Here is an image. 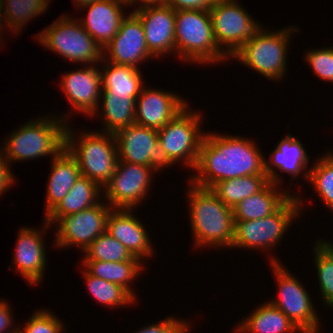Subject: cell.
<instances>
[{
  "instance_id": "obj_1",
  "label": "cell",
  "mask_w": 333,
  "mask_h": 333,
  "mask_svg": "<svg viewBox=\"0 0 333 333\" xmlns=\"http://www.w3.org/2000/svg\"><path fill=\"white\" fill-rule=\"evenodd\" d=\"M253 139L206 132L200 145L193 185L210 189L215 183L248 175H266L265 156Z\"/></svg>"
},
{
  "instance_id": "obj_2",
  "label": "cell",
  "mask_w": 333,
  "mask_h": 333,
  "mask_svg": "<svg viewBox=\"0 0 333 333\" xmlns=\"http://www.w3.org/2000/svg\"><path fill=\"white\" fill-rule=\"evenodd\" d=\"M189 183L186 195L194 248H231L234 239L233 209L210 189Z\"/></svg>"
},
{
  "instance_id": "obj_3",
  "label": "cell",
  "mask_w": 333,
  "mask_h": 333,
  "mask_svg": "<svg viewBox=\"0 0 333 333\" xmlns=\"http://www.w3.org/2000/svg\"><path fill=\"white\" fill-rule=\"evenodd\" d=\"M64 115L34 118L9 134L1 146L9 165L44 156L55 158L65 148L68 115Z\"/></svg>"
},
{
  "instance_id": "obj_4",
  "label": "cell",
  "mask_w": 333,
  "mask_h": 333,
  "mask_svg": "<svg viewBox=\"0 0 333 333\" xmlns=\"http://www.w3.org/2000/svg\"><path fill=\"white\" fill-rule=\"evenodd\" d=\"M82 132L78 133L67 124L65 148L78 162L81 176L103 188L112 178L118 162L115 134L100 130Z\"/></svg>"
},
{
  "instance_id": "obj_5",
  "label": "cell",
  "mask_w": 333,
  "mask_h": 333,
  "mask_svg": "<svg viewBox=\"0 0 333 333\" xmlns=\"http://www.w3.org/2000/svg\"><path fill=\"white\" fill-rule=\"evenodd\" d=\"M175 54L192 64L230 60L218 47L209 10H178L175 15Z\"/></svg>"
},
{
  "instance_id": "obj_6",
  "label": "cell",
  "mask_w": 333,
  "mask_h": 333,
  "mask_svg": "<svg viewBox=\"0 0 333 333\" xmlns=\"http://www.w3.org/2000/svg\"><path fill=\"white\" fill-rule=\"evenodd\" d=\"M299 30L298 27L289 25L279 31H269L261 25L230 60L233 58L241 62L270 81H281L287 73L291 37Z\"/></svg>"
},
{
  "instance_id": "obj_7",
  "label": "cell",
  "mask_w": 333,
  "mask_h": 333,
  "mask_svg": "<svg viewBox=\"0 0 333 333\" xmlns=\"http://www.w3.org/2000/svg\"><path fill=\"white\" fill-rule=\"evenodd\" d=\"M303 203L302 197L292 193L273 214L257 220L234 221V239L231 248L266 250L270 253L277 244H280L285 232L296 218L303 213Z\"/></svg>"
},
{
  "instance_id": "obj_8",
  "label": "cell",
  "mask_w": 333,
  "mask_h": 333,
  "mask_svg": "<svg viewBox=\"0 0 333 333\" xmlns=\"http://www.w3.org/2000/svg\"><path fill=\"white\" fill-rule=\"evenodd\" d=\"M77 21L63 14L42 32L35 34V40L70 62L84 63L85 66L99 64L103 59V49Z\"/></svg>"
},
{
  "instance_id": "obj_9",
  "label": "cell",
  "mask_w": 333,
  "mask_h": 333,
  "mask_svg": "<svg viewBox=\"0 0 333 333\" xmlns=\"http://www.w3.org/2000/svg\"><path fill=\"white\" fill-rule=\"evenodd\" d=\"M202 116L201 111H193L187 104L158 130V143L175 165L181 161L186 167L195 169L206 133L201 128Z\"/></svg>"
},
{
  "instance_id": "obj_10",
  "label": "cell",
  "mask_w": 333,
  "mask_h": 333,
  "mask_svg": "<svg viewBox=\"0 0 333 333\" xmlns=\"http://www.w3.org/2000/svg\"><path fill=\"white\" fill-rule=\"evenodd\" d=\"M269 256H272L269 263L275 274L276 285L279 286V297L269 302L281 310L303 333H319L320 317L305 286L281 264L279 258Z\"/></svg>"
},
{
  "instance_id": "obj_11",
  "label": "cell",
  "mask_w": 333,
  "mask_h": 333,
  "mask_svg": "<svg viewBox=\"0 0 333 333\" xmlns=\"http://www.w3.org/2000/svg\"><path fill=\"white\" fill-rule=\"evenodd\" d=\"M237 0H218L209 9L219 49L230 59L261 26Z\"/></svg>"
},
{
  "instance_id": "obj_12",
  "label": "cell",
  "mask_w": 333,
  "mask_h": 333,
  "mask_svg": "<svg viewBox=\"0 0 333 333\" xmlns=\"http://www.w3.org/2000/svg\"><path fill=\"white\" fill-rule=\"evenodd\" d=\"M152 174L150 166L118 161L112 178L103 187L102 199L112 209H135L148 198Z\"/></svg>"
},
{
  "instance_id": "obj_13",
  "label": "cell",
  "mask_w": 333,
  "mask_h": 333,
  "mask_svg": "<svg viewBox=\"0 0 333 333\" xmlns=\"http://www.w3.org/2000/svg\"><path fill=\"white\" fill-rule=\"evenodd\" d=\"M104 201L79 213L60 217L56 226V248H79L82 253L94 239L106 232L107 218L112 208ZM78 246V247H77Z\"/></svg>"
},
{
  "instance_id": "obj_14",
  "label": "cell",
  "mask_w": 333,
  "mask_h": 333,
  "mask_svg": "<svg viewBox=\"0 0 333 333\" xmlns=\"http://www.w3.org/2000/svg\"><path fill=\"white\" fill-rule=\"evenodd\" d=\"M118 161L150 166L156 173L175 165L158 143V130L136 123L115 133Z\"/></svg>"
},
{
  "instance_id": "obj_15",
  "label": "cell",
  "mask_w": 333,
  "mask_h": 333,
  "mask_svg": "<svg viewBox=\"0 0 333 333\" xmlns=\"http://www.w3.org/2000/svg\"><path fill=\"white\" fill-rule=\"evenodd\" d=\"M103 58L118 65H129L137 69H140V63L155 59L146 45L142 23L133 11L123 18L119 31L103 49Z\"/></svg>"
},
{
  "instance_id": "obj_16",
  "label": "cell",
  "mask_w": 333,
  "mask_h": 333,
  "mask_svg": "<svg viewBox=\"0 0 333 333\" xmlns=\"http://www.w3.org/2000/svg\"><path fill=\"white\" fill-rule=\"evenodd\" d=\"M42 229L21 227L18 233L13 262L15 271L20 273L30 285L35 286L43 281L47 266V255L44 243L51 225L44 219Z\"/></svg>"
},
{
  "instance_id": "obj_17",
  "label": "cell",
  "mask_w": 333,
  "mask_h": 333,
  "mask_svg": "<svg viewBox=\"0 0 333 333\" xmlns=\"http://www.w3.org/2000/svg\"><path fill=\"white\" fill-rule=\"evenodd\" d=\"M83 67L63 73L59 86H61L65 97L72 105L73 110H71L70 114H74L77 111L85 116L92 117L99 109L101 68H98L99 65H86Z\"/></svg>"
},
{
  "instance_id": "obj_18",
  "label": "cell",
  "mask_w": 333,
  "mask_h": 333,
  "mask_svg": "<svg viewBox=\"0 0 333 333\" xmlns=\"http://www.w3.org/2000/svg\"><path fill=\"white\" fill-rule=\"evenodd\" d=\"M140 19L150 54L160 58L175 53L176 11L168 5L132 10Z\"/></svg>"
},
{
  "instance_id": "obj_19",
  "label": "cell",
  "mask_w": 333,
  "mask_h": 333,
  "mask_svg": "<svg viewBox=\"0 0 333 333\" xmlns=\"http://www.w3.org/2000/svg\"><path fill=\"white\" fill-rule=\"evenodd\" d=\"M180 96L144 85L136 99L135 123L147 128L161 129L188 104Z\"/></svg>"
},
{
  "instance_id": "obj_20",
  "label": "cell",
  "mask_w": 333,
  "mask_h": 333,
  "mask_svg": "<svg viewBox=\"0 0 333 333\" xmlns=\"http://www.w3.org/2000/svg\"><path fill=\"white\" fill-rule=\"evenodd\" d=\"M133 209H112L107 218L106 231L129 252L144 262L154 255V248L145 225L133 215Z\"/></svg>"
},
{
  "instance_id": "obj_21",
  "label": "cell",
  "mask_w": 333,
  "mask_h": 333,
  "mask_svg": "<svg viewBox=\"0 0 333 333\" xmlns=\"http://www.w3.org/2000/svg\"><path fill=\"white\" fill-rule=\"evenodd\" d=\"M268 158L269 161L265 158V173L270 182L280 186L283 184L281 183V175L278 172L290 175L292 182L294 179L298 180L297 177L301 173L308 181L310 170V166L308 168L310 163L309 156L303 144L295 136L286 135L277 143Z\"/></svg>"
},
{
  "instance_id": "obj_22",
  "label": "cell",
  "mask_w": 333,
  "mask_h": 333,
  "mask_svg": "<svg viewBox=\"0 0 333 333\" xmlns=\"http://www.w3.org/2000/svg\"><path fill=\"white\" fill-rule=\"evenodd\" d=\"M123 6L114 0H97L78 10L80 12L81 9L88 8L86 17L79 19V22L102 49L117 34L123 18L127 15Z\"/></svg>"
},
{
  "instance_id": "obj_23",
  "label": "cell",
  "mask_w": 333,
  "mask_h": 333,
  "mask_svg": "<svg viewBox=\"0 0 333 333\" xmlns=\"http://www.w3.org/2000/svg\"><path fill=\"white\" fill-rule=\"evenodd\" d=\"M50 165L51 173L46 183L45 218L60 204L81 176L78 162L66 148L52 158Z\"/></svg>"
},
{
  "instance_id": "obj_24",
  "label": "cell",
  "mask_w": 333,
  "mask_h": 333,
  "mask_svg": "<svg viewBox=\"0 0 333 333\" xmlns=\"http://www.w3.org/2000/svg\"><path fill=\"white\" fill-rule=\"evenodd\" d=\"M99 65L102 67L101 95L132 96L137 99L144 86L141 70L129 65H118L104 58Z\"/></svg>"
},
{
  "instance_id": "obj_25",
  "label": "cell",
  "mask_w": 333,
  "mask_h": 333,
  "mask_svg": "<svg viewBox=\"0 0 333 333\" xmlns=\"http://www.w3.org/2000/svg\"><path fill=\"white\" fill-rule=\"evenodd\" d=\"M284 189L269 182L261 191L240 201L233 208L234 221L257 220L273 214L292 195Z\"/></svg>"
},
{
  "instance_id": "obj_26",
  "label": "cell",
  "mask_w": 333,
  "mask_h": 333,
  "mask_svg": "<svg viewBox=\"0 0 333 333\" xmlns=\"http://www.w3.org/2000/svg\"><path fill=\"white\" fill-rule=\"evenodd\" d=\"M235 330L237 333H303L269 301L258 305L237 325Z\"/></svg>"
},
{
  "instance_id": "obj_27",
  "label": "cell",
  "mask_w": 333,
  "mask_h": 333,
  "mask_svg": "<svg viewBox=\"0 0 333 333\" xmlns=\"http://www.w3.org/2000/svg\"><path fill=\"white\" fill-rule=\"evenodd\" d=\"M103 188L88 177L80 176L60 204L44 218L51 226L66 215L76 214L101 202Z\"/></svg>"
},
{
  "instance_id": "obj_28",
  "label": "cell",
  "mask_w": 333,
  "mask_h": 333,
  "mask_svg": "<svg viewBox=\"0 0 333 333\" xmlns=\"http://www.w3.org/2000/svg\"><path fill=\"white\" fill-rule=\"evenodd\" d=\"M84 267L91 275L123 287L135 300L136 292L131 288L133 280L138 279L143 269L140 259H130L121 262H107L100 260H82Z\"/></svg>"
},
{
  "instance_id": "obj_29",
  "label": "cell",
  "mask_w": 333,
  "mask_h": 333,
  "mask_svg": "<svg viewBox=\"0 0 333 333\" xmlns=\"http://www.w3.org/2000/svg\"><path fill=\"white\" fill-rule=\"evenodd\" d=\"M100 100L99 108L102 109H97L92 117L103 114L100 119L103 132L115 134L135 123L136 100L132 96L101 95Z\"/></svg>"
},
{
  "instance_id": "obj_30",
  "label": "cell",
  "mask_w": 333,
  "mask_h": 333,
  "mask_svg": "<svg viewBox=\"0 0 333 333\" xmlns=\"http://www.w3.org/2000/svg\"><path fill=\"white\" fill-rule=\"evenodd\" d=\"M267 175H248L215 183L210 190L229 208L261 191L268 183Z\"/></svg>"
},
{
  "instance_id": "obj_31",
  "label": "cell",
  "mask_w": 333,
  "mask_h": 333,
  "mask_svg": "<svg viewBox=\"0 0 333 333\" xmlns=\"http://www.w3.org/2000/svg\"><path fill=\"white\" fill-rule=\"evenodd\" d=\"M51 0H2L6 27L18 35L33 18L47 12ZM5 3V4H4ZM25 25V26H24Z\"/></svg>"
},
{
  "instance_id": "obj_32",
  "label": "cell",
  "mask_w": 333,
  "mask_h": 333,
  "mask_svg": "<svg viewBox=\"0 0 333 333\" xmlns=\"http://www.w3.org/2000/svg\"><path fill=\"white\" fill-rule=\"evenodd\" d=\"M82 273L91 297L98 303L120 308V306H132L136 302L123 287L91 275L86 269L84 270V267Z\"/></svg>"
},
{
  "instance_id": "obj_33",
  "label": "cell",
  "mask_w": 333,
  "mask_h": 333,
  "mask_svg": "<svg viewBox=\"0 0 333 333\" xmlns=\"http://www.w3.org/2000/svg\"><path fill=\"white\" fill-rule=\"evenodd\" d=\"M313 244L320 297L327 308L333 309V249L326 247L319 239Z\"/></svg>"
},
{
  "instance_id": "obj_34",
  "label": "cell",
  "mask_w": 333,
  "mask_h": 333,
  "mask_svg": "<svg viewBox=\"0 0 333 333\" xmlns=\"http://www.w3.org/2000/svg\"><path fill=\"white\" fill-rule=\"evenodd\" d=\"M83 254V260L121 262L130 259H139L134 257L123 244L112 237L107 231L96 237Z\"/></svg>"
},
{
  "instance_id": "obj_35",
  "label": "cell",
  "mask_w": 333,
  "mask_h": 333,
  "mask_svg": "<svg viewBox=\"0 0 333 333\" xmlns=\"http://www.w3.org/2000/svg\"><path fill=\"white\" fill-rule=\"evenodd\" d=\"M321 155L309 170L308 183L325 207L333 211V160L327 154Z\"/></svg>"
},
{
  "instance_id": "obj_36",
  "label": "cell",
  "mask_w": 333,
  "mask_h": 333,
  "mask_svg": "<svg viewBox=\"0 0 333 333\" xmlns=\"http://www.w3.org/2000/svg\"><path fill=\"white\" fill-rule=\"evenodd\" d=\"M54 314L44 308L36 310L23 326L18 327V333H62L65 324Z\"/></svg>"
},
{
  "instance_id": "obj_37",
  "label": "cell",
  "mask_w": 333,
  "mask_h": 333,
  "mask_svg": "<svg viewBox=\"0 0 333 333\" xmlns=\"http://www.w3.org/2000/svg\"><path fill=\"white\" fill-rule=\"evenodd\" d=\"M305 61L314 74L326 82L333 84V47L311 49L305 53Z\"/></svg>"
},
{
  "instance_id": "obj_38",
  "label": "cell",
  "mask_w": 333,
  "mask_h": 333,
  "mask_svg": "<svg viewBox=\"0 0 333 333\" xmlns=\"http://www.w3.org/2000/svg\"><path fill=\"white\" fill-rule=\"evenodd\" d=\"M187 321L170 316L160 322L145 325L134 333H189L192 325Z\"/></svg>"
},
{
  "instance_id": "obj_39",
  "label": "cell",
  "mask_w": 333,
  "mask_h": 333,
  "mask_svg": "<svg viewBox=\"0 0 333 333\" xmlns=\"http://www.w3.org/2000/svg\"><path fill=\"white\" fill-rule=\"evenodd\" d=\"M218 0H165V5L178 10H209Z\"/></svg>"
},
{
  "instance_id": "obj_40",
  "label": "cell",
  "mask_w": 333,
  "mask_h": 333,
  "mask_svg": "<svg viewBox=\"0 0 333 333\" xmlns=\"http://www.w3.org/2000/svg\"><path fill=\"white\" fill-rule=\"evenodd\" d=\"M11 309V305L0 298V333H18V325L14 328L15 319Z\"/></svg>"
},
{
  "instance_id": "obj_41",
  "label": "cell",
  "mask_w": 333,
  "mask_h": 333,
  "mask_svg": "<svg viewBox=\"0 0 333 333\" xmlns=\"http://www.w3.org/2000/svg\"><path fill=\"white\" fill-rule=\"evenodd\" d=\"M10 168L9 162L5 158L2 149H0V196L15 183L16 179Z\"/></svg>"
},
{
  "instance_id": "obj_42",
  "label": "cell",
  "mask_w": 333,
  "mask_h": 333,
  "mask_svg": "<svg viewBox=\"0 0 333 333\" xmlns=\"http://www.w3.org/2000/svg\"><path fill=\"white\" fill-rule=\"evenodd\" d=\"M138 6L134 8L141 9L147 6H160L165 5V0H137ZM141 4V5H140Z\"/></svg>"
},
{
  "instance_id": "obj_43",
  "label": "cell",
  "mask_w": 333,
  "mask_h": 333,
  "mask_svg": "<svg viewBox=\"0 0 333 333\" xmlns=\"http://www.w3.org/2000/svg\"><path fill=\"white\" fill-rule=\"evenodd\" d=\"M2 0H0V44L2 45V43H1V41L3 40V41H5L4 40V35H3V31H4V28H5V30H6V26L5 25H3V24H5V23H2V22H5V21H3L4 20V18H3V9H2ZM4 26V27H3ZM2 34V35H1Z\"/></svg>"
},
{
  "instance_id": "obj_44",
  "label": "cell",
  "mask_w": 333,
  "mask_h": 333,
  "mask_svg": "<svg viewBox=\"0 0 333 333\" xmlns=\"http://www.w3.org/2000/svg\"><path fill=\"white\" fill-rule=\"evenodd\" d=\"M94 1H97V0H73L72 2H74L73 4L79 10L80 8H82L84 6L92 4Z\"/></svg>"
},
{
  "instance_id": "obj_45",
  "label": "cell",
  "mask_w": 333,
  "mask_h": 333,
  "mask_svg": "<svg viewBox=\"0 0 333 333\" xmlns=\"http://www.w3.org/2000/svg\"><path fill=\"white\" fill-rule=\"evenodd\" d=\"M115 2H118L120 4L125 5L124 8L126 9L128 6H134L137 4V0H114ZM127 6V7H126Z\"/></svg>"
},
{
  "instance_id": "obj_46",
  "label": "cell",
  "mask_w": 333,
  "mask_h": 333,
  "mask_svg": "<svg viewBox=\"0 0 333 333\" xmlns=\"http://www.w3.org/2000/svg\"><path fill=\"white\" fill-rule=\"evenodd\" d=\"M326 247H328V248H331V249H333V243H331L330 241H326L325 239H322L321 240V238L319 239Z\"/></svg>"
},
{
  "instance_id": "obj_47",
  "label": "cell",
  "mask_w": 333,
  "mask_h": 333,
  "mask_svg": "<svg viewBox=\"0 0 333 333\" xmlns=\"http://www.w3.org/2000/svg\"><path fill=\"white\" fill-rule=\"evenodd\" d=\"M328 153H326L332 160H333V151H327Z\"/></svg>"
}]
</instances>
